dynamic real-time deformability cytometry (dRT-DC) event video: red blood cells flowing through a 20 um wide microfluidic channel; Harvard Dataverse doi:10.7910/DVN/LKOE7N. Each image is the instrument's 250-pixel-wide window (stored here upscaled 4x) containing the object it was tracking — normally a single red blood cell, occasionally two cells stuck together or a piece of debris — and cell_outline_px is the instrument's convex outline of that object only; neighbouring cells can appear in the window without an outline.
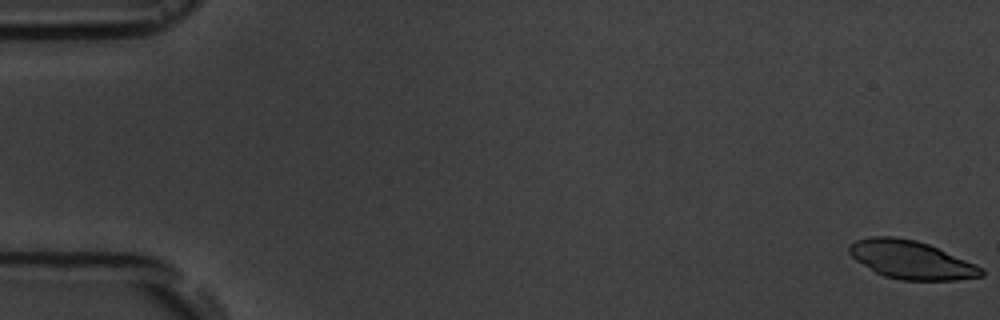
{"species": "common noctule bat (a hibernating species)", "species_latin": "Nyctalus noctula", "temperature_condition": "room temperature", "stored_images_in_passage": 5, "camera_frame_rate_fps": 3000, "um_per_image_px": 0.085, "animal": {"sex": "male", "body_mass_g": 19.5, "forearm_length_mm": 54.6}, "frame": {"image": 1, "passage_image": 1, "time_ms": 0.0, "image_size_px": [1000, 320], "cell_outline_px": [[984, 276], [956, 280], [900, 280], [884, 276], [876, 272], [856, 260], [848, 252], [848, 244], [856, 240], [872, 236], [896, 236], [916, 240], [928, 244], [976, 264], [984, 268]], "centroid_in_image_um": [77.45, 22.08], "position_along_channel_um": 7.5, "area_um2": 29.48}}